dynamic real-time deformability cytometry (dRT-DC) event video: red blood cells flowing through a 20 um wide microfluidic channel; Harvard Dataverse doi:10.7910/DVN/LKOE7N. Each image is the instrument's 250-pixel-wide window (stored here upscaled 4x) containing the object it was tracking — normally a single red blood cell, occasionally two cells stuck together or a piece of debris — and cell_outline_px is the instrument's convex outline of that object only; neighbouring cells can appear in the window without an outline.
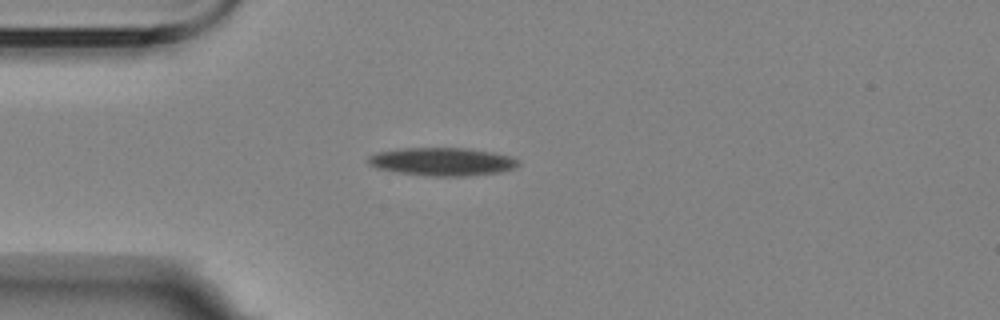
{"species": "Egyptian fruit bat (a non-hibernating species)", "species_latin": "Rousettus aegyptiacus", "temperature_condition": "room temperature", "stored_images_in_passage": 2, "camera_frame_rate_fps": 3000, "um_per_image_px": 0.085, "animal": {"sex": "female"}, "frame": {"image": 1, "passage_image": 2, "time_ms": 1.667, "image_size_px": [1000, 320], "cell_outline_px": [[520, 164], [516, 168], [500, 172], [468, 176], [424, 176], [376, 168], [368, 164], [368, 156], [376, 152], [404, 148], [468, 148], [492, 152], [508, 156], [516, 160]], "centroid_in_image_um": [37.58, 13.74], "position_along_channel_um": 47.4, "area_um2": 24.57}}